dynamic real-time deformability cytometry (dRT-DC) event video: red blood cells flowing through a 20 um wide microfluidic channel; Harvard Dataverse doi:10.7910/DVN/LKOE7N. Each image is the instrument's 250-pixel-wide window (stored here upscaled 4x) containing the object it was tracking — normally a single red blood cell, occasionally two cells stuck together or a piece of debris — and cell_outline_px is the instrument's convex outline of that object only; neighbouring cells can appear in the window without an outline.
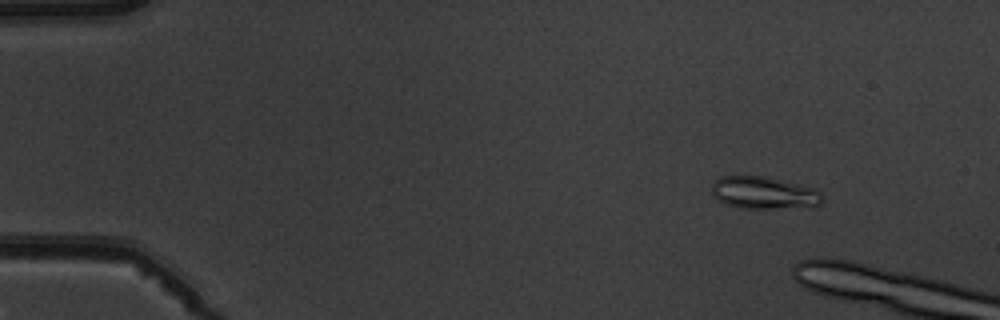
{"species": "common noctule bat (a hibernating species)", "species_latin": "Nyctalus noctula", "temperature_condition": "warm", "stored_images_in_passage": 5, "camera_frame_rate_fps": 3000, "um_per_image_px": 0.085, "animal": {"sex": "male", "body_mass_g": 19.5, "forearm_length_mm": 54.6}, "frame": {"image": 1, "passage_image": 2, "time_ms": 1.0, "image_size_px": [1000, 320], "cell_outline_px": [[824, 200], [816, 208], [740, 208], [724, 204], [716, 200], [712, 196], [712, 184], [720, 176], [764, 176], [800, 184], [816, 188], [820, 192]], "centroid_in_image_um": [64.97, 16.41], "position_along_channel_um": 20.0, "area_um2": 21.39}}